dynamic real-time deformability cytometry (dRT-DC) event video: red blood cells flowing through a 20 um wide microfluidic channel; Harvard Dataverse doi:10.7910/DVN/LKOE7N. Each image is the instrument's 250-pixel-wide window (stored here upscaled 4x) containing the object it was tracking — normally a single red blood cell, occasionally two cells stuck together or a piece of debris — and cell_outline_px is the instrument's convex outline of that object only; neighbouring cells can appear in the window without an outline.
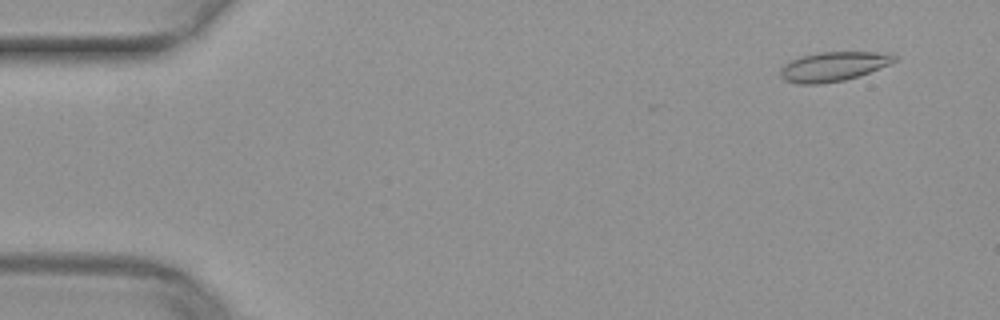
{"species": "common noctule bat (a hibernating species)", "species_latin": "Nyctalus noctula", "temperature_condition": "warm", "stored_images_in_passage": 48, "camera_frame_rate_fps": 3000, "um_per_image_px": 0.085, "animal": {"sex": "female", "body_mass_g": 29.2, "forearm_length_mm": 56.3}, "frame": {"image": 1, "passage_image": 1, "time_ms": 0.0, "image_size_px": [1000, 320], "cell_outline_px": [[900, 56], [896, 60], [888, 64], [860, 76], [844, 80], [820, 84], [800, 84], [784, 80], [780, 76], [780, 68], [788, 60], [800, 56], [820, 52], [892, 52]], "centroid_in_image_um": [70.84, 5.64], "position_along_channel_um": 14.2, "area_um2": 19.83}}
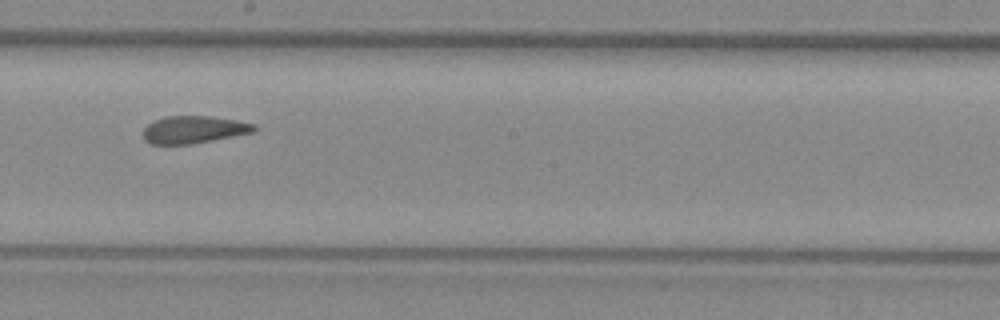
{"frame": {"image": 2, "passage_image": 26, "time_ms": 8.333, "image_size_px": [1000, 320], "cell_outline_px": [[256, 132], [192, 144], [152, 144], [144, 140], [140, 132], [148, 124], [164, 116], [208, 116], [236, 120], [256, 124]], "centroid_in_image_um": [16.46, 11.02], "position_along_channel_um": 231.7, "area_um2": 17.92}}
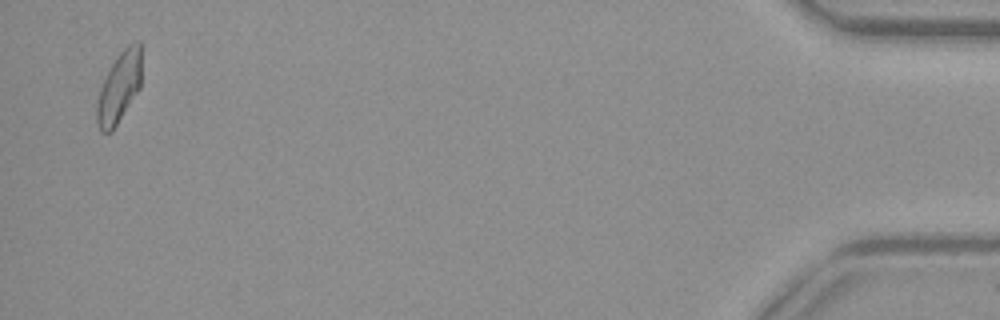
{"frame": {"image": 3, "passage_image": 47, "time_ms": 15.333, "image_size_px": [1000, 320], "cell_outline_px": [[140, 88], [112, 132], [100, 132], [96, 124], [96, 104], [100, 88], [104, 76], [116, 56], [128, 44], [136, 40], [140, 40]], "centroid_in_image_um": [10.09, 7.44], "position_along_channel_um": 425.1, "area_um2": 18.61}}